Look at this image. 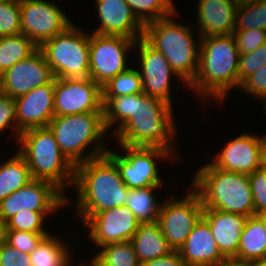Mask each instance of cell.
Returning <instances> with one entry per match:
<instances>
[{
    "label": "cell",
    "instance_id": "6da1fadb",
    "mask_svg": "<svg viewBox=\"0 0 266 266\" xmlns=\"http://www.w3.org/2000/svg\"><path fill=\"white\" fill-rule=\"evenodd\" d=\"M104 124L116 145L162 147L179 161L174 107L142 93L102 97ZM175 114V115H174ZM111 129V130H110ZM177 146V148H176ZM180 157V158H179Z\"/></svg>",
    "mask_w": 266,
    "mask_h": 266
},
{
    "label": "cell",
    "instance_id": "7a4b0ae2",
    "mask_svg": "<svg viewBox=\"0 0 266 266\" xmlns=\"http://www.w3.org/2000/svg\"><path fill=\"white\" fill-rule=\"evenodd\" d=\"M73 187L74 196L67 195V208L75 206L72 217L78 225L98 212L125 205L129 191L107 154L76 165Z\"/></svg>",
    "mask_w": 266,
    "mask_h": 266
},
{
    "label": "cell",
    "instance_id": "3957f363",
    "mask_svg": "<svg viewBox=\"0 0 266 266\" xmlns=\"http://www.w3.org/2000/svg\"><path fill=\"white\" fill-rule=\"evenodd\" d=\"M239 58L233 34L201 37L198 71L188 91L202 100L203 109L213 101L219 106L226 103L231 91H238Z\"/></svg>",
    "mask_w": 266,
    "mask_h": 266
},
{
    "label": "cell",
    "instance_id": "277c9868",
    "mask_svg": "<svg viewBox=\"0 0 266 266\" xmlns=\"http://www.w3.org/2000/svg\"><path fill=\"white\" fill-rule=\"evenodd\" d=\"M178 15L177 9L170 16L144 25L143 38L166 57L172 70L189 86L198 71L201 36L190 21H176Z\"/></svg>",
    "mask_w": 266,
    "mask_h": 266
},
{
    "label": "cell",
    "instance_id": "5b68a950",
    "mask_svg": "<svg viewBox=\"0 0 266 266\" xmlns=\"http://www.w3.org/2000/svg\"><path fill=\"white\" fill-rule=\"evenodd\" d=\"M199 166L190 186L199 194L204 208L255 216L248 174L219 169L210 160Z\"/></svg>",
    "mask_w": 266,
    "mask_h": 266
},
{
    "label": "cell",
    "instance_id": "8992f818",
    "mask_svg": "<svg viewBox=\"0 0 266 266\" xmlns=\"http://www.w3.org/2000/svg\"><path fill=\"white\" fill-rule=\"evenodd\" d=\"M48 127L61 152L74 166L105 155L109 150L106 143L110 141H106L111 136L106 130L103 112L55 116Z\"/></svg>",
    "mask_w": 266,
    "mask_h": 266
},
{
    "label": "cell",
    "instance_id": "52a82bcc",
    "mask_svg": "<svg viewBox=\"0 0 266 266\" xmlns=\"http://www.w3.org/2000/svg\"><path fill=\"white\" fill-rule=\"evenodd\" d=\"M16 147L26 160L33 179L53 183L68 195V189L74 184L75 166L61 152L48 126L23 131Z\"/></svg>",
    "mask_w": 266,
    "mask_h": 266
},
{
    "label": "cell",
    "instance_id": "ba28073f",
    "mask_svg": "<svg viewBox=\"0 0 266 266\" xmlns=\"http://www.w3.org/2000/svg\"><path fill=\"white\" fill-rule=\"evenodd\" d=\"M86 30L73 23L40 47L55 78L89 77L90 30Z\"/></svg>",
    "mask_w": 266,
    "mask_h": 266
},
{
    "label": "cell",
    "instance_id": "9c48e42d",
    "mask_svg": "<svg viewBox=\"0 0 266 266\" xmlns=\"http://www.w3.org/2000/svg\"><path fill=\"white\" fill-rule=\"evenodd\" d=\"M117 146L119 152L116 148L110 150V147L106 154L116 163L121 178L129 189L163 186L166 182L160 173L161 166L158 165L168 159L169 162L178 160L162 147Z\"/></svg>",
    "mask_w": 266,
    "mask_h": 266
},
{
    "label": "cell",
    "instance_id": "30bf717a",
    "mask_svg": "<svg viewBox=\"0 0 266 266\" xmlns=\"http://www.w3.org/2000/svg\"><path fill=\"white\" fill-rule=\"evenodd\" d=\"M166 194L168 197L162 200L158 222L170 247L179 251L203 217L204 207L199 194L191 186L182 197L177 198V193L175 196Z\"/></svg>",
    "mask_w": 266,
    "mask_h": 266
},
{
    "label": "cell",
    "instance_id": "8fae6325",
    "mask_svg": "<svg viewBox=\"0 0 266 266\" xmlns=\"http://www.w3.org/2000/svg\"><path fill=\"white\" fill-rule=\"evenodd\" d=\"M134 50V57H136L133 64H136L134 66L138 68L141 75L143 93L160 98L173 106L174 99L172 98H174V94L172 92L174 87L171 88V86L179 82L180 85L183 84L182 87L184 88L181 87L182 90H189L188 86L172 70L166 57L143 37L137 39Z\"/></svg>",
    "mask_w": 266,
    "mask_h": 266
},
{
    "label": "cell",
    "instance_id": "7c38bea8",
    "mask_svg": "<svg viewBox=\"0 0 266 266\" xmlns=\"http://www.w3.org/2000/svg\"><path fill=\"white\" fill-rule=\"evenodd\" d=\"M136 41L129 37L91 32L89 77L102 87L111 78L127 70L133 64L128 55L133 58Z\"/></svg>",
    "mask_w": 266,
    "mask_h": 266
},
{
    "label": "cell",
    "instance_id": "4fadbf2b",
    "mask_svg": "<svg viewBox=\"0 0 266 266\" xmlns=\"http://www.w3.org/2000/svg\"><path fill=\"white\" fill-rule=\"evenodd\" d=\"M20 20L21 34L39 48L75 22L60 7V3L49 0H20Z\"/></svg>",
    "mask_w": 266,
    "mask_h": 266
},
{
    "label": "cell",
    "instance_id": "5bb4252c",
    "mask_svg": "<svg viewBox=\"0 0 266 266\" xmlns=\"http://www.w3.org/2000/svg\"><path fill=\"white\" fill-rule=\"evenodd\" d=\"M67 208V196L53 183L33 179L7 198L0 201V218L7 222L25 210L59 212Z\"/></svg>",
    "mask_w": 266,
    "mask_h": 266
},
{
    "label": "cell",
    "instance_id": "9a60e30c",
    "mask_svg": "<svg viewBox=\"0 0 266 266\" xmlns=\"http://www.w3.org/2000/svg\"><path fill=\"white\" fill-rule=\"evenodd\" d=\"M138 225L133 212L125 204L90 216L81 224V231L84 232L83 235L86 234L85 241H91L96 248L93 249L94 252L99 247L111 243L131 241Z\"/></svg>",
    "mask_w": 266,
    "mask_h": 266
},
{
    "label": "cell",
    "instance_id": "2e32d148",
    "mask_svg": "<svg viewBox=\"0 0 266 266\" xmlns=\"http://www.w3.org/2000/svg\"><path fill=\"white\" fill-rule=\"evenodd\" d=\"M103 112L102 87L90 77L55 78V116Z\"/></svg>",
    "mask_w": 266,
    "mask_h": 266
},
{
    "label": "cell",
    "instance_id": "e0dca14e",
    "mask_svg": "<svg viewBox=\"0 0 266 266\" xmlns=\"http://www.w3.org/2000/svg\"><path fill=\"white\" fill-rule=\"evenodd\" d=\"M225 142L217 154H211L213 166L248 175L263 166V133L240 132Z\"/></svg>",
    "mask_w": 266,
    "mask_h": 266
},
{
    "label": "cell",
    "instance_id": "ac0fdd59",
    "mask_svg": "<svg viewBox=\"0 0 266 266\" xmlns=\"http://www.w3.org/2000/svg\"><path fill=\"white\" fill-rule=\"evenodd\" d=\"M55 76L40 48L0 75L1 93L16 98L51 83Z\"/></svg>",
    "mask_w": 266,
    "mask_h": 266
},
{
    "label": "cell",
    "instance_id": "d6986e66",
    "mask_svg": "<svg viewBox=\"0 0 266 266\" xmlns=\"http://www.w3.org/2000/svg\"><path fill=\"white\" fill-rule=\"evenodd\" d=\"M99 24L90 32L101 35L124 36L137 40L143 37L144 25L125 0H95Z\"/></svg>",
    "mask_w": 266,
    "mask_h": 266
},
{
    "label": "cell",
    "instance_id": "ffe728a7",
    "mask_svg": "<svg viewBox=\"0 0 266 266\" xmlns=\"http://www.w3.org/2000/svg\"><path fill=\"white\" fill-rule=\"evenodd\" d=\"M18 132L46 127L55 117V79L15 98Z\"/></svg>",
    "mask_w": 266,
    "mask_h": 266
},
{
    "label": "cell",
    "instance_id": "44dd1931",
    "mask_svg": "<svg viewBox=\"0 0 266 266\" xmlns=\"http://www.w3.org/2000/svg\"><path fill=\"white\" fill-rule=\"evenodd\" d=\"M194 28L201 37L233 34L237 5L232 0H195ZM197 10V11H196Z\"/></svg>",
    "mask_w": 266,
    "mask_h": 266
},
{
    "label": "cell",
    "instance_id": "7402d4cb",
    "mask_svg": "<svg viewBox=\"0 0 266 266\" xmlns=\"http://www.w3.org/2000/svg\"><path fill=\"white\" fill-rule=\"evenodd\" d=\"M210 226L217 247L225 258H234L247 216L204 208L202 217Z\"/></svg>",
    "mask_w": 266,
    "mask_h": 266
},
{
    "label": "cell",
    "instance_id": "603a6c76",
    "mask_svg": "<svg viewBox=\"0 0 266 266\" xmlns=\"http://www.w3.org/2000/svg\"><path fill=\"white\" fill-rule=\"evenodd\" d=\"M179 252L184 266H211L226 259L203 218L194 226Z\"/></svg>",
    "mask_w": 266,
    "mask_h": 266
},
{
    "label": "cell",
    "instance_id": "cb8c5ba5",
    "mask_svg": "<svg viewBox=\"0 0 266 266\" xmlns=\"http://www.w3.org/2000/svg\"><path fill=\"white\" fill-rule=\"evenodd\" d=\"M57 230L45 236L29 254L32 266H74L77 264L73 259L75 258L73 255L76 254H74L71 243L62 239L61 233L58 234Z\"/></svg>",
    "mask_w": 266,
    "mask_h": 266
},
{
    "label": "cell",
    "instance_id": "d4e9b609",
    "mask_svg": "<svg viewBox=\"0 0 266 266\" xmlns=\"http://www.w3.org/2000/svg\"><path fill=\"white\" fill-rule=\"evenodd\" d=\"M131 243L140 263L173 251L162 233L159 222L139 223Z\"/></svg>",
    "mask_w": 266,
    "mask_h": 266
},
{
    "label": "cell",
    "instance_id": "484cf974",
    "mask_svg": "<svg viewBox=\"0 0 266 266\" xmlns=\"http://www.w3.org/2000/svg\"><path fill=\"white\" fill-rule=\"evenodd\" d=\"M264 257H266V229L256 215L248 217L241 232L237 255L233 259L250 263Z\"/></svg>",
    "mask_w": 266,
    "mask_h": 266
},
{
    "label": "cell",
    "instance_id": "4316f807",
    "mask_svg": "<svg viewBox=\"0 0 266 266\" xmlns=\"http://www.w3.org/2000/svg\"><path fill=\"white\" fill-rule=\"evenodd\" d=\"M0 163V201L33 180L24 157L17 151Z\"/></svg>",
    "mask_w": 266,
    "mask_h": 266
},
{
    "label": "cell",
    "instance_id": "83f0119b",
    "mask_svg": "<svg viewBox=\"0 0 266 266\" xmlns=\"http://www.w3.org/2000/svg\"><path fill=\"white\" fill-rule=\"evenodd\" d=\"M161 189L164 190L163 186L129 189L126 205L139 223L158 221L162 200L159 201L160 196H157V191Z\"/></svg>",
    "mask_w": 266,
    "mask_h": 266
},
{
    "label": "cell",
    "instance_id": "f1b7e54d",
    "mask_svg": "<svg viewBox=\"0 0 266 266\" xmlns=\"http://www.w3.org/2000/svg\"><path fill=\"white\" fill-rule=\"evenodd\" d=\"M39 47L24 34L0 36V75Z\"/></svg>",
    "mask_w": 266,
    "mask_h": 266
},
{
    "label": "cell",
    "instance_id": "f546056e",
    "mask_svg": "<svg viewBox=\"0 0 266 266\" xmlns=\"http://www.w3.org/2000/svg\"><path fill=\"white\" fill-rule=\"evenodd\" d=\"M90 260L96 266H140L131 241L101 246Z\"/></svg>",
    "mask_w": 266,
    "mask_h": 266
},
{
    "label": "cell",
    "instance_id": "4dcf8cb0",
    "mask_svg": "<svg viewBox=\"0 0 266 266\" xmlns=\"http://www.w3.org/2000/svg\"><path fill=\"white\" fill-rule=\"evenodd\" d=\"M143 92L141 75L133 65L102 86V97H119Z\"/></svg>",
    "mask_w": 266,
    "mask_h": 266
},
{
    "label": "cell",
    "instance_id": "1f68e13d",
    "mask_svg": "<svg viewBox=\"0 0 266 266\" xmlns=\"http://www.w3.org/2000/svg\"><path fill=\"white\" fill-rule=\"evenodd\" d=\"M138 20L146 25L172 15L177 10L174 0H125Z\"/></svg>",
    "mask_w": 266,
    "mask_h": 266
},
{
    "label": "cell",
    "instance_id": "d6a6232c",
    "mask_svg": "<svg viewBox=\"0 0 266 266\" xmlns=\"http://www.w3.org/2000/svg\"><path fill=\"white\" fill-rule=\"evenodd\" d=\"M266 30V0L239 5L234 30Z\"/></svg>",
    "mask_w": 266,
    "mask_h": 266
},
{
    "label": "cell",
    "instance_id": "836d02e7",
    "mask_svg": "<svg viewBox=\"0 0 266 266\" xmlns=\"http://www.w3.org/2000/svg\"><path fill=\"white\" fill-rule=\"evenodd\" d=\"M54 214L57 215L56 212H36L29 210L19 212L6 222L7 230L51 233L50 231H52V229L48 228L46 225L49 223L48 220H50Z\"/></svg>",
    "mask_w": 266,
    "mask_h": 266
},
{
    "label": "cell",
    "instance_id": "e575fe53",
    "mask_svg": "<svg viewBox=\"0 0 266 266\" xmlns=\"http://www.w3.org/2000/svg\"><path fill=\"white\" fill-rule=\"evenodd\" d=\"M21 34L20 0L0 2V36Z\"/></svg>",
    "mask_w": 266,
    "mask_h": 266
},
{
    "label": "cell",
    "instance_id": "d590c367",
    "mask_svg": "<svg viewBox=\"0 0 266 266\" xmlns=\"http://www.w3.org/2000/svg\"><path fill=\"white\" fill-rule=\"evenodd\" d=\"M8 131L10 132L9 135L12 138L10 136L9 138L7 137V141H14V145L16 146L20 133L18 132L16 123L15 98H12L9 95H5L0 92V133L3 135Z\"/></svg>",
    "mask_w": 266,
    "mask_h": 266
},
{
    "label": "cell",
    "instance_id": "8d00e7d4",
    "mask_svg": "<svg viewBox=\"0 0 266 266\" xmlns=\"http://www.w3.org/2000/svg\"><path fill=\"white\" fill-rule=\"evenodd\" d=\"M244 97L248 96L250 99H255V102L261 101L262 108L259 112L266 111V65L261 67L258 71L248 77L242 84L238 91ZM258 100V101H256Z\"/></svg>",
    "mask_w": 266,
    "mask_h": 266
},
{
    "label": "cell",
    "instance_id": "74e56055",
    "mask_svg": "<svg viewBox=\"0 0 266 266\" xmlns=\"http://www.w3.org/2000/svg\"><path fill=\"white\" fill-rule=\"evenodd\" d=\"M266 65V43L248 54L240 55L238 67V91L241 84Z\"/></svg>",
    "mask_w": 266,
    "mask_h": 266
},
{
    "label": "cell",
    "instance_id": "f35d334b",
    "mask_svg": "<svg viewBox=\"0 0 266 266\" xmlns=\"http://www.w3.org/2000/svg\"><path fill=\"white\" fill-rule=\"evenodd\" d=\"M49 234L50 233L7 230L6 243L24 253L30 254L41 240Z\"/></svg>",
    "mask_w": 266,
    "mask_h": 266
},
{
    "label": "cell",
    "instance_id": "ab89813d",
    "mask_svg": "<svg viewBox=\"0 0 266 266\" xmlns=\"http://www.w3.org/2000/svg\"><path fill=\"white\" fill-rule=\"evenodd\" d=\"M233 36L240 55L251 53L266 43V30H234Z\"/></svg>",
    "mask_w": 266,
    "mask_h": 266
},
{
    "label": "cell",
    "instance_id": "60d3db41",
    "mask_svg": "<svg viewBox=\"0 0 266 266\" xmlns=\"http://www.w3.org/2000/svg\"><path fill=\"white\" fill-rule=\"evenodd\" d=\"M254 199L255 215L266 211V167L262 166L249 174Z\"/></svg>",
    "mask_w": 266,
    "mask_h": 266
},
{
    "label": "cell",
    "instance_id": "b9f144b4",
    "mask_svg": "<svg viewBox=\"0 0 266 266\" xmlns=\"http://www.w3.org/2000/svg\"><path fill=\"white\" fill-rule=\"evenodd\" d=\"M0 266H32L30 256L8 243L0 247Z\"/></svg>",
    "mask_w": 266,
    "mask_h": 266
},
{
    "label": "cell",
    "instance_id": "7bdbcfd3",
    "mask_svg": "<svg viewBox=\"0 0 266 266\" xmlns=\"http://www.w3.org/2000/svg\"><path fill=\"white\" fill-rule=\"evenodd\" d=\"M140 266H184V264L180 252L173 250L162 257L144 261Z\"/></svg>",
    "mask_w": 266,
    "mask_h": 266
},
{
    "label": "cell",
    "instance_id": "ee69618b",
    "mask_svg": "<svg viewBox=\"0 0 266 266\" xmlns=\"http://www.w3.org/2000/svg\"><path fill=\"white\" fill-rule=\"evenodd\" d=\"M211 266H248V263L238 261L233 258H226L224 261L218 262Z\"/></svg>",
    "mask_w": 266,
    "mask_h": 266
},
{
    "label": "cell",
    "instance_id": "f6af8a7d",
    "mask_svg": "<svg viewBox=\"0 0 266 266\" xmlns=\"http://www.w3.org/2000/svg\"><path fill=\"white\" fill-rule=\"evenodd\" d=\"M7 223L0 218V247L6 243Z\"/></svg>",
    "mask_w": 266,
    "mask_h": 266
},
{
    "label": "cell",
    "instance_id": "bcb514c9",
    "mask_svg": "<svg viewBox=\"0 0 266 266\" xmlns=\"http://www.w3.org/2000/svg\"><path fill=\"white\" fill-rule=\"evenodd\" d=\"M248 266H266V257L248 263Z\"/></svg>",
    "mask_w": 266,
    "mask_h": 266
},
{
    "label": "cell",
    "instance_id": "7dc6e473",
    "mask_svg": "<svg viewBox=\"0 0 266 266\" xmlns=\"http://www.w3.org/2000/svg\"><path fill=\"white\" fill-rule=\"evenodd\" d=\"M263 166L266 167V134L263 133Z\"/></svg>",
    "mask_w": 266,
    "mask_h": 266
},
{
    "label": "cell",
    "instance_id": "c3c4849f",
    "mask_svg": "<svg viewBox=\"0 0 266 266\" xmlns=\"http://www.w3.org/2000/svg\"><path fill=\"white\" fill-rule=\"evenodd\" d=\"M83 260H87L86 257H85V259H82V260H81L82 262L79 260L78 263H79V262H80V263H79V264L77 263L76 266H87V265H88V266H96V265H95L91 260H89V259H88L87 261H83Z\"/></svg>",
    "mask_w": 266,
    "mask_h": 266
},
{
    "label": "cell",
    "instance_id": "681fc988",
    "mask_svg": "<svg viewBox=\"0 0 266 266\" xmlns=\"http://www.w3.org/2000/svg\"><path fill=\"white\" fill-rule=\"evenodd\" d=\"M256 216L260 219V221L263 223L264 228L266 229V211L256 214Z\"/></svg>",
    "mask_w": 266,
    "mask_h": 266
},
{
    "label": "cell",
    "instance_id": "f907efd6",
    "mask_svg": "<svg viewBox=\"0 0 266 266\" xmlns=\"http://www.w3.org/2000/svg\"><path fill=\"white\" fill-rule=\"evenodd\" d=\"M237 6L255 2L256 0H232Z\"/></svg>",
    "mask_w": 266,
    "mask_h": 266
}]
</instances>
